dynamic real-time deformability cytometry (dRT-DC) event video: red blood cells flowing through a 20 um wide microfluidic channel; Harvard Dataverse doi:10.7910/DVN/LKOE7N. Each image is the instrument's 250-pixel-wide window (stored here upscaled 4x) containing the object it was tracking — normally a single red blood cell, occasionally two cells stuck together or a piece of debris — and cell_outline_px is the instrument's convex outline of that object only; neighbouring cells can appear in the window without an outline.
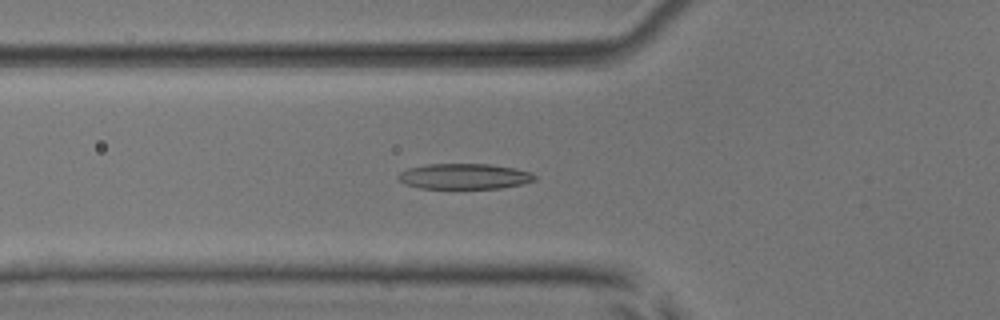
{"species": "common noctule bat (a hibernating species)", "species_latin": "Nyctalus noctula", "temperature_condition": "room temperature", "stored_images_in_passage": 48, "camera_frame_rate_fps": 3000, "um_per_image_px": 0.085, "animal": {"sex": "male", "body_mass_g": 17.9, "forearm_length_mm": 54.2}, "frame": {"image": 1, "passage_image": 15, "time_ms": 4.667, "image_size_px": [1000, 320], "cell_outline_px": [[536, 180], [520, 184], [500, 188], [420, 188], [404, 184], [396, 176], [400, 172], [408, 168], [428, 164], [488, 164], [512, 168], [532, 172], [536, 176]], "centroid_in_image_um": [39.44, 14.99], "position_along_channel_um": 86.4, "area_um2": 20.17}}
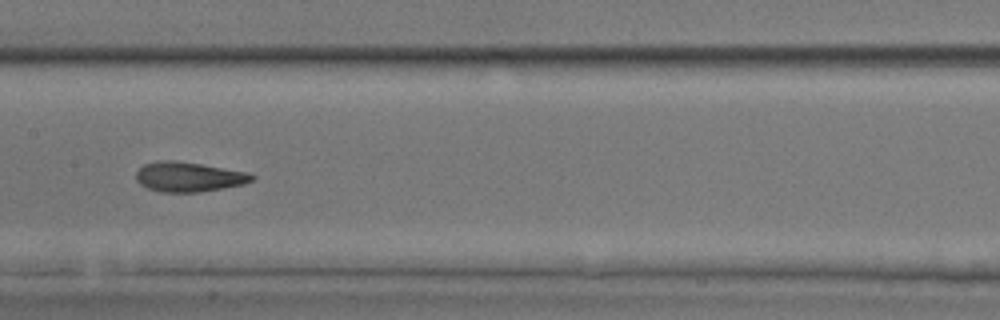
{"frame": {"image": 2, "passage_image": 23, "time_ms": 7.333, "image_size_px": [1000, 320], "cell_outline_px": [[256, 176], [252, 180], [244, 184], [224, 188], [200, 192], [160, 192], [148, 188], [140, 184], [136, 180], [136, 172], [144, 164], [160, 160], [176, 160], [248, 172]], "centroid_in_image_um": [16.04, 15.03], "position_along_channel_um": 191.4, "area_um2": 20.11}}
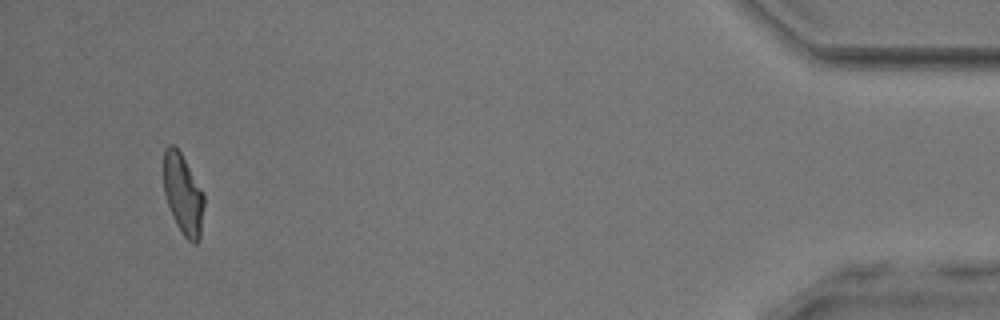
{"frame": {"image": 3, "passage_image": 46, "time_ms": 15.0, "image_size_px": [1000, 320], "cell_outline_px": [[204, 204], [200, 240], [196, 244], [192, 244], [180, 232], [176, 224], [168, 204], [164, 192], [164, 148], [168, 144], [172, 144], [180, 152], [204, 192]], "centroid_in_image_um": [15.58, 16.54], "position_along_channel_um": 419.6, "area_um2": 19.02}, "authors_computed_cell_mechanics": {"area_um2": 19.9988, "velocity_mm_per_s": 3.9358, "shape_relaxation_time_tau1_ms": 4.3848, "shape_relaxation_time_tau2_ms": 1.8242, "deformation_change_tau1": 0.1738, "deformation_change_tau2": 0.0891}}